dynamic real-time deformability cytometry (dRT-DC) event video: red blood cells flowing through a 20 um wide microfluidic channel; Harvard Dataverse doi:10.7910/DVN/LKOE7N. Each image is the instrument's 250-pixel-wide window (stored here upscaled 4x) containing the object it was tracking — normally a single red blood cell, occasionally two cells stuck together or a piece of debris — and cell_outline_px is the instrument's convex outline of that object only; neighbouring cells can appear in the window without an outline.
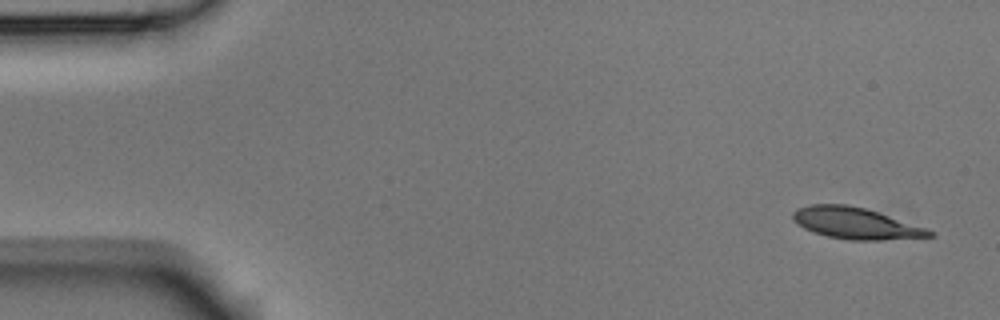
{"species": "Egyptian fruit bat (a non-hibernating species)", "species_latin": "Rousettus aegyptiacus", "temperature_condition": "room temperature", "stored_images_in_passage": 2, "camera_frame_rate_fps": 3000, "um_per_image_px": 0.085, "animal": {"sex": "male"}, "frame": {"image": 1, "passage_image": 1, "time_ms": 0.0, "image_size_px": [1000, 320], "cell_outline_px": [[936, 236], [880, 240], [848, 240], [828, 236], [812, 232], [796, 224], [792, 220], [792, 212], [800, 208], [812, 204], [848, 204], [864, 208], [928, 228]], "centroid_in_image_um": [72.71, 18.98], "position_along_channel_um": 12.3, "area_um2": 24.91}}